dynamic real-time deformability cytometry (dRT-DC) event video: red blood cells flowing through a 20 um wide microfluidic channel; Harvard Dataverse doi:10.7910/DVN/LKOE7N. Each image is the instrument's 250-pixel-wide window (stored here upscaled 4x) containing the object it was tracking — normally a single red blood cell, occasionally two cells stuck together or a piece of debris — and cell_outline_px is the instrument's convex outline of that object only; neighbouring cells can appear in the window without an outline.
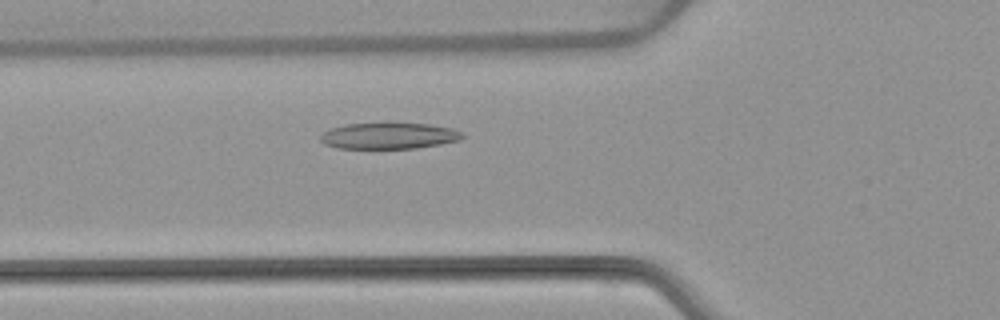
{"species": "common noctule bat (a hibernating species)", "species_latin": "Nyctalus noctula", "temperature_condition": "warm", "stored_images_in_passage": 49, "camera_frame_rate_fps": 3000, "um_per_image_px": 0.085, "animal": {"sex": "female", "body_mass_g": 22.7, "forearm_length_mm": 54.2}, "frame": {"image": 1, "passage_image": 15, "time_ms": 4.667, "image_size_px": [1000, 320], "cell_outline_px": [[464, 136], [460, 140], [440, 144], [416, 148], [336, 148], [324, 144], [320, 140], [320, 136], [328, 128], [344, 124], [428, 124], [452, 128], [460, 132]], "centroid_in_image_um": [33.01, 11.55], "position_along_channel_um": 92.8, "area_um2": 21.44}}
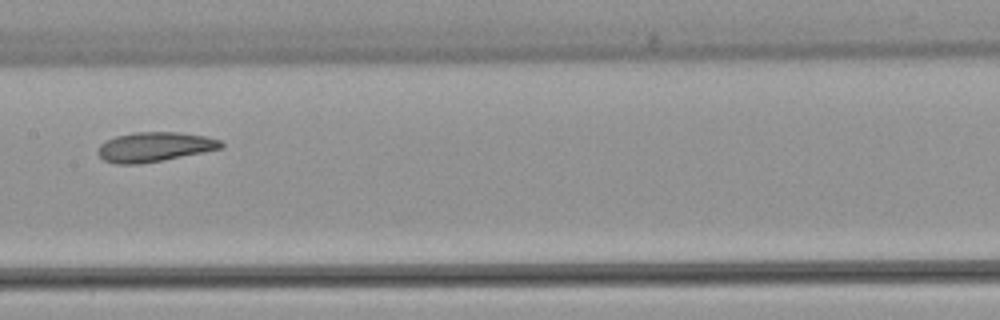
{"frame": {"image": 2, "passage_image": 23, "time_ms": 7.333, "image_size_px": [1000, 320], "cell_outline_px": [[224, 148], [140, 164], [116, 164], [104, 160], [96, 152], [96, 148], [100, 144], [116, 136], [132, 132], [180, 132], [204, 136], [220, 140], [224, 144]], "centroid_in_image_um": [13.11, 12.48], "position_along_channel_um": 194.3, "area_um2": 21.21}}
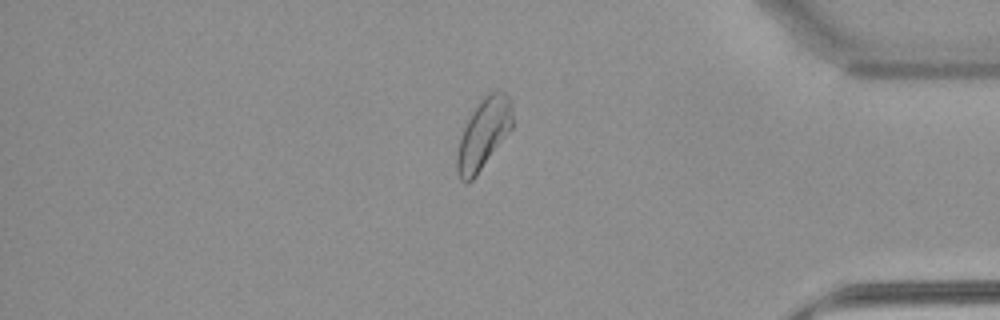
{"frame": {"image": 3, "passage_image": 41, "time_ms": 13.333, "image_size_px": [1000, 320], "cell_outline_px": [[512, 128], [476, 176], [468, 184], [464, 184], [460, 180], [456, 172], [456, 156], [460, 140], [464, 128], [472, 112], [480, 100], [484, 96], [492, 92], [504, 92], [512, 100]], "centroid_in_image_um": [41.09, 11.42], "position_along_channel_um": 394.1, "area_um2": 22.6}, "authors_computed_cell_mechanics": {"area_um2": 22.5998, "velocity_mm_per_s": 3.7918, "shape_relaxation_time_tau1_ms": 8.3915, "shape_relaxation_time_tau2_ms": 3.2015, "deformation_change_tau1": 0.1924, "deformation_change_tau2": 0.0849}}